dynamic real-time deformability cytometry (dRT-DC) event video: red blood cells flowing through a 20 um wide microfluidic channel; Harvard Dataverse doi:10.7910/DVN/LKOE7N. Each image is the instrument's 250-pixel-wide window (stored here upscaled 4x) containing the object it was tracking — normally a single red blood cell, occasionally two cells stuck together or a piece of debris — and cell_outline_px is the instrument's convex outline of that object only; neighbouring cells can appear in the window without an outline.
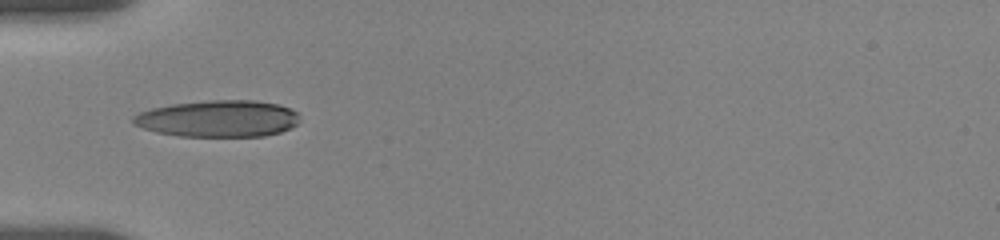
{"species": "human", "species_latin": "Homo sapiens", "temperature_condition": "room temperature", "stored_images_in_passage": 22, "camera_frame_rate_fps": 3000, "um_per_image_px": 0.085, "donor": {"sex": "female"}, "frame": {"image": 1, "passage_image": 1, "time_ms": 0.0, "image_size_px": [1000, 240], "cell_outline_px": [[300, 116], [296, 124], [280, 132], [264, 136], [180, 136], [156, 132], [132, 124], [132, 116], [140, 112], [152, 108], [172, 104], [208, 100], [252, 100], [280, 104], [296, 112]], "centroid_in_image_um": [18.52, 10.08], "position_along_channel_um": 66.5, "area_um2": 35.55}}
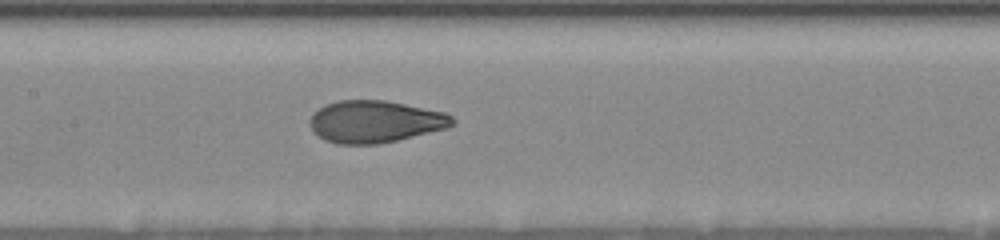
{"frame": {"image": 2, "passage_image": 15, "time_ms": 3.0, "image_size_px": [1000, 240], "cell_outline_px": [[456, 124], [448, 128], [380, 144], [336, 144], [324, 140], [312, 128], [312, 112], [328, 104], [340, 100], [384, 100], [444, 112], [452, 116], [456, 120]], "centroid_in_image_um": [31.93, 10.34], "position_along_channel_um": 175.5, "area_um2": 34.74}}
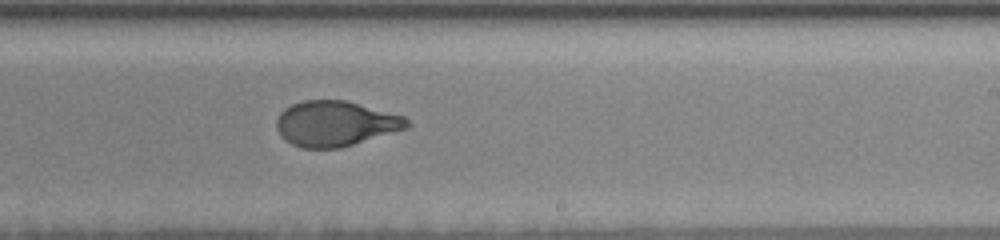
{"frame": {"image": 3, "passage_image": 22, "time_ms": 5.333, "image_size_px": [1000, 240], "cell_outline_px": [[412, 124], [408, 128], [340, 148], [300, 148], [284, 140], [280, 136], [276, 128], [276, 120], [280, 112], [284, 108], [292, 104], [304, 100], [344, 100], [404, 116]], "centroid_in_image_um": [28.48, 10.51], "position_along_channel_um": 260.5, "area_um2": 34.51}}